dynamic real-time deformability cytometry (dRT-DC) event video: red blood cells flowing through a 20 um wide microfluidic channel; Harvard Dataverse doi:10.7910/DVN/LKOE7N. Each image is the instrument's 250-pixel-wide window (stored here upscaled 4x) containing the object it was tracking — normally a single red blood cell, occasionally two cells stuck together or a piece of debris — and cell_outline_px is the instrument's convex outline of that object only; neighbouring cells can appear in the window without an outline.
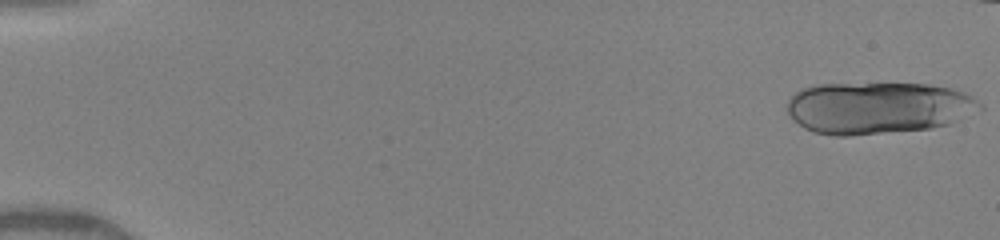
{"species": "human", "species_latin": "Homo sapiens", "temperature_condition": "warm", "stored_images_in_passage": 20, "camera_frame_rate_fps": 3000, "um_per_image_px": 0.085, "donor": {"sex": "female"}, "frame": {"image": 1, "passage_image": 1, "time_ms": 0.0, "image_size_px": [1000, 240], "cell_outline_px": [[984, 108], [948, 124], [932, 128], [848, 136], [832, 136], [812, 132], [804, 128], [788, 112], [788, 100], [800, 88], [816, 84], [928, 84], [952, 88], [964, 92], [972, 96], [984, 104]], "centroid_in_image_um": [74.65, 9.16], "position_along_channel_um": 10.4, "area_um2": 58.44}}